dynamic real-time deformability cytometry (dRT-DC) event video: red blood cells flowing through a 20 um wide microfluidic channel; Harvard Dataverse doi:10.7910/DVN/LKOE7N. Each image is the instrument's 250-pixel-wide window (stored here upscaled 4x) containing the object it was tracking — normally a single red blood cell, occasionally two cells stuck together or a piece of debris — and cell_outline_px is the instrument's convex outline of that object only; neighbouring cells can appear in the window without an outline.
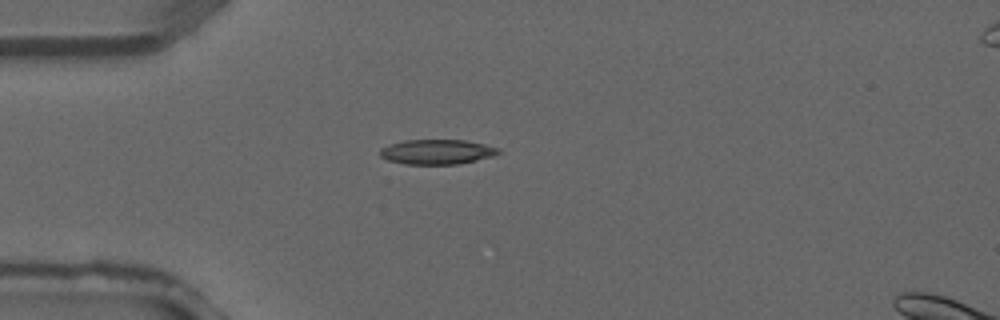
{"species": "common noctule bat (a hibernating species)", "species_latin": "Nyctalus noctula", "temperature_condition": "warm", "stored_images_in_passage": 2, "camera_frame_rate_fps": 3000, "um_per_image_px": 0.085, "animal": {"sex": "male", "forearm_length_mm": 52.5}, "frame": {"image": 1, "passage_image": 2, "time_ms": 0.333, "image_size_px": [1000, 320], "cell_outline_px": [[500, 152], [492, 156], [476, 160], [456, 164], [404, 164], [388, 160], [380, 156], [380, 148], [404, 140], [464, 140], [484, 144], [500, 148]], "centroid_in_image_um": [37.13, 12.9], "position_along_channel_um": 47.9, "area_um2": 16.99}}